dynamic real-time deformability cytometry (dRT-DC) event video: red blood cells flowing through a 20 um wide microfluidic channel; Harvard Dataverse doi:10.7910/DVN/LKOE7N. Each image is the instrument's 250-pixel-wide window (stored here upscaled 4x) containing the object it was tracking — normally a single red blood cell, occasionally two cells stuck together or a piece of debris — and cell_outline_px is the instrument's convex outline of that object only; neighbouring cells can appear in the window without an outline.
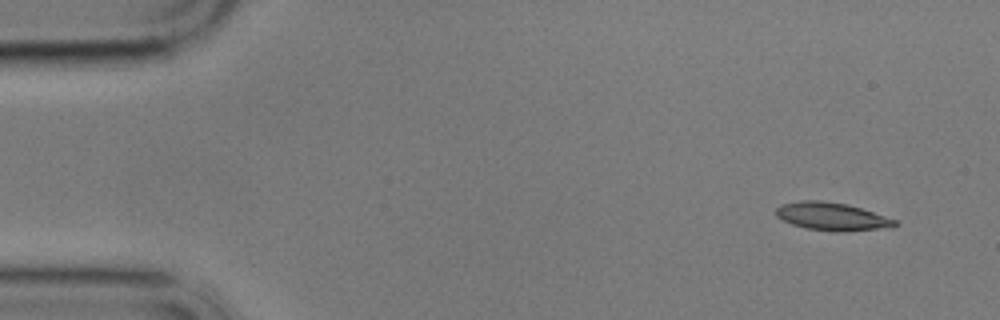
{"species": "common noctule bat (a hibernating species)", "species_latin": "Nyctalus noctula", "temperature_condition": "cold", "stored_images_in_passage": 6, "camera_frame_rate_fps": 3000, "um_per_image_px": 0.085, "animal": {"sex": "male", "body_mass_g": 17.9}, "frame": {"image": 1, "passage_image": 1, "time_ms": 0.0, "image_size_px": [1000, 320], "cell_outline_px": [[900, 224], [892, 228], [844, 232], [832, 232], [808, 228], [792, 224], [776, 216], [776, 208], [780, 204], [800, 200], [820, 200], [848, 204], [896, 220]], "centroid_in_image_um": [70.74, 18.41], "position_along_channel_um": 14.3, "area_um2": 19.54}}
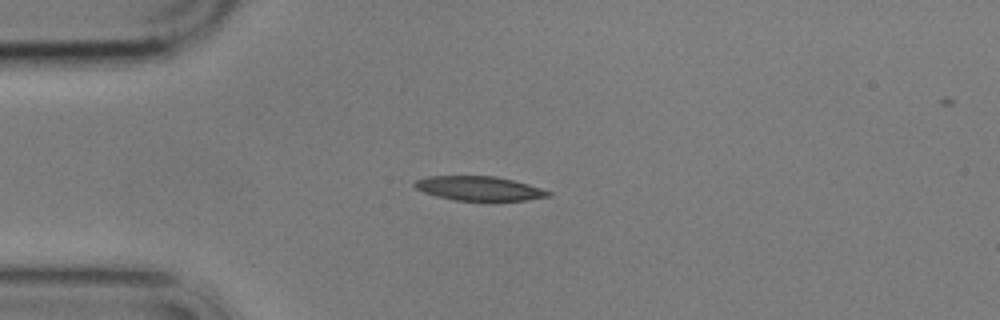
{"frame": {"image": 2, "passage_image": 4, "time_ms": 3.333, "image_size_px": [1000, 320], "cell_outline_px": [[552, 196], [524, 200], [456, 200], [436, 196], [424, 192], [416, 188], [412, 184], [416, 180], [428, 176], [496, 176], [528, 184], [552, 192]], "centroid_in_image_um": [40.72, 16.01], "position_along_channel_um": 44.3, "area_um2": 18.73}}
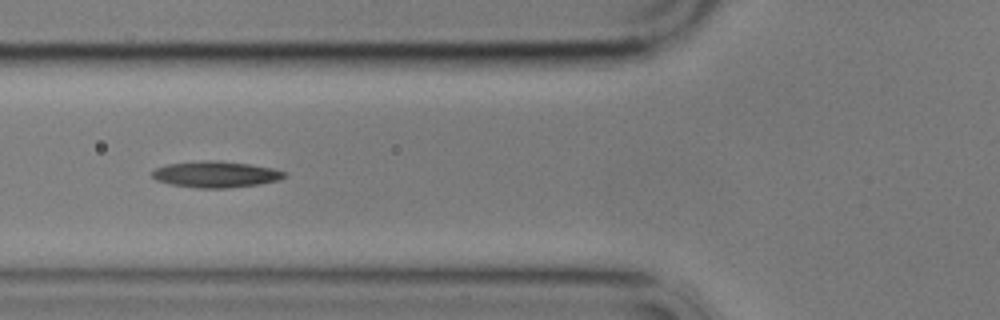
{"frame": {"image": 3, "passage_image": 6, "time_ms": 5.667, "image_size_px": [1000, 320], "cell_outline_px": [[288, 176], [280, 180], [260, 184], [228, 188], [196, 188], [172, 184], [156, 180], [152, 176], [152, 172], [156, 168], [164, 164], [200, 160], [220, 160], [248, 164], [272, 168], [288, 172]], "centroid_in_image_um": [18.37, 14.81], "position_along_channel_um": 107.4, "area_um2": 20.52}}